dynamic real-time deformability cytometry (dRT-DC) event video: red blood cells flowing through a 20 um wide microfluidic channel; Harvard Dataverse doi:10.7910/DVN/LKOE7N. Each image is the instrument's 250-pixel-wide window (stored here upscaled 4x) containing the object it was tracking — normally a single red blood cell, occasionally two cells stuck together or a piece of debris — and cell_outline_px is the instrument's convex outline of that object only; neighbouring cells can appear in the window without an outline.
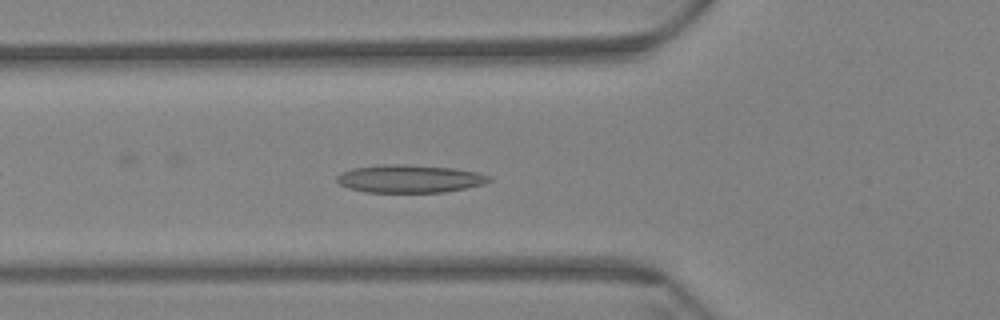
{"species": "Egyptian fruit bat (a non-hibernating species)", "species_latin": "Rousettus aegyptiacus", "temperature_condition": "warm", "stored_images_in_passage": 60, "camera_frame_rate_fps": 3000, "um_per_image_px": 0.085, "animal": {"sex": "female"}, "frame": {"image": 1, "passage_image": 21, "time_ms": 6.667, "image_size_px": [1000, 320], "cell_outline_px": [[492, 180], [484, 184], [444, 192], [364, 192], [348, 188], [340, 184], [336, 180], [336, 176], [340, 172], [352, 168], [384, 164], [404, 164], [452, 168], [480, 172], [488, 176]], "centroid_in_image_um": [34.78, 15.19], "position_along_channel_um": 91.0, "area_um2": 24.8}}
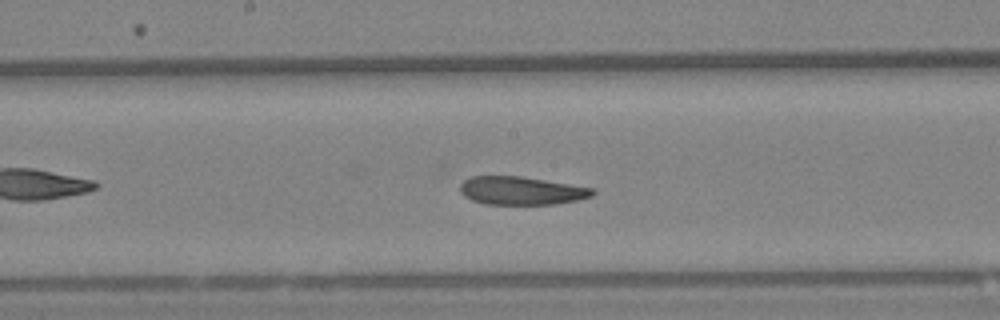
{"frame": {"image": 2, "passage_image": 31, "time_ms": 10.0, "image_size_px": [1000, 320], "cell_outline_px": [[596, 192], [592, 196], [576, 200], [552, 204], [484, 204], [472, 200], [464, 196], [460, 192], [460, 184], [464, 180], [472, 176], [520, 176], [592, 188]], "centroid_in_image_um": [44.26, 16.21], "position_along_channel_um": 203.9, "area_um2": 21.56}}
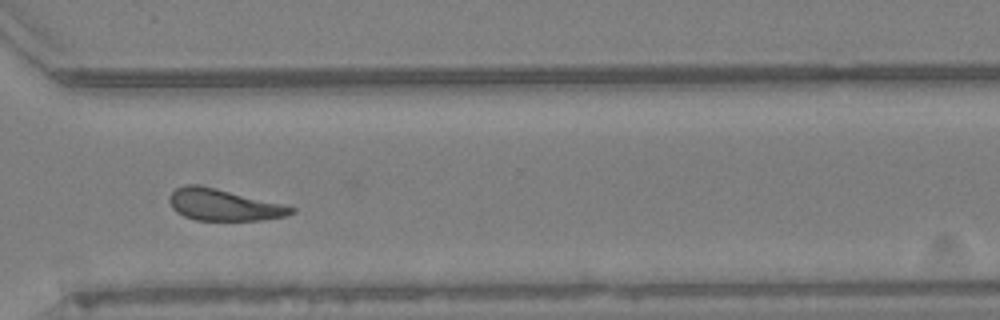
{"frame": {"image": 3, "passage_image": 44, "time_ms": 14.333, "image_size_px": [1000, 320], "cell_outline_px": [[296, 212], [288, 216], [264, 220], [196, 220], [184, 216], [176, 212], [172, 208], [168, 200], [168, 196], [176, 188], [184, 184], [200, 184], [284, 204], [296, 208]], "centroid_in_image_um": [19.02, 17.41], "position_along_channel_um": 351.6, "area_um2": 22.77}, "authors_computed_cell_mechanics": {"area_um2": 23.3223, "velocity_mm_per_s": 3.3963, "shape_relaxation_time_tau1_ms": null, "shape_relaxation_time_tau2_ms": 5.0711, "deformation_change_tau1": null, "deformation_change_tau2": 0.129}}